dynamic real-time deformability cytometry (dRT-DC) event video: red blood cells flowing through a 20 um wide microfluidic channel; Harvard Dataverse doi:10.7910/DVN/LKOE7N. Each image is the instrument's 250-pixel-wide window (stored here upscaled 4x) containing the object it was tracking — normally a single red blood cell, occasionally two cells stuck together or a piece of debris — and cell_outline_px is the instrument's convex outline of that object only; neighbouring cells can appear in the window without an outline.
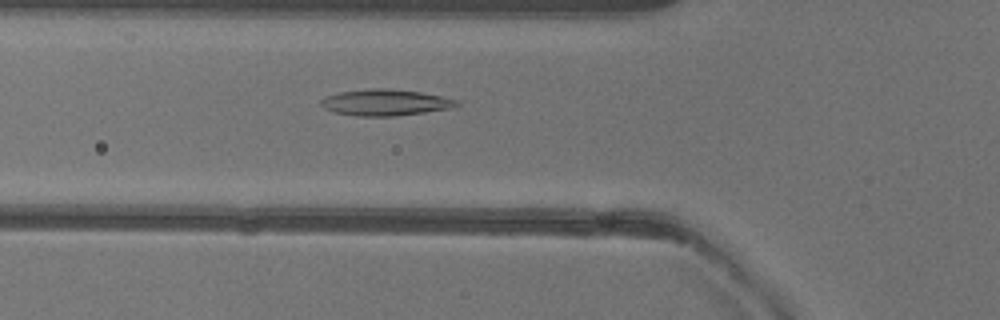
{"species": "common noctule bat (a hibernating species)", "species_latin": "Nyctalus noctula", "temperature_condition": "warm", "stored_images_in_passage": 38, "camera_frame_rate_fps": 3000, "um_per_image_px": 0.085, "animal": {"sex": "female"}, "frame": {"image": 1, "passage_image": 5, "time_ms": 1.333, "image_size_px": [1000, 320], "cell_outline_px": [[460, 104], [448, 108], [424, 112], [392, 116], [356, 116], [336, 112], [324, 108], [320, 104], [320, 100], [324, 96], [340, 92], [368, 88], [384, 88], [420, 92], [440, 96], [456, 100]], "centroid_in_image_um": [32.68, 8.7], "position_along_channel_um": 93.1, "area_um2": 20.52}}
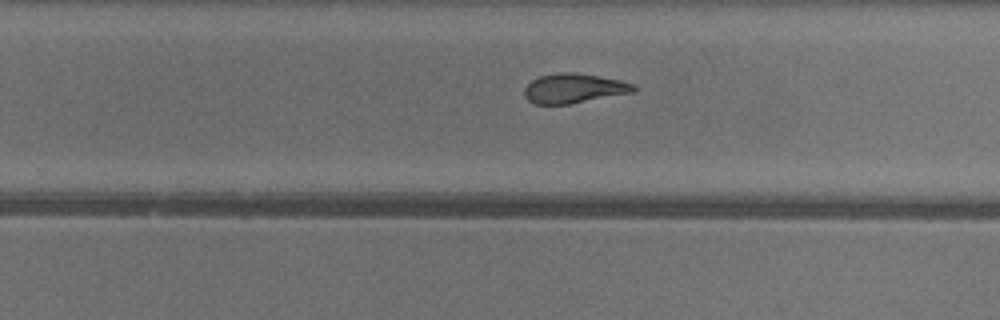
{"frame": {"image": 2, "passage_image": 19, "time_ms": 6.0, "image_size_px": [1000, 320], "cell_outline_px": [[636, 92], [568, 104], [536, 104], [528, 100], [524, 96], [524, 88], [532, 80], [540, 76], [560, 72], [572, 72], [620, 80], [632, 84], [636, 88]], "centroid_in_image_um": [48.77, 7.52], "position_along_channel_um": 281.0, "area_um2": 18.67}}
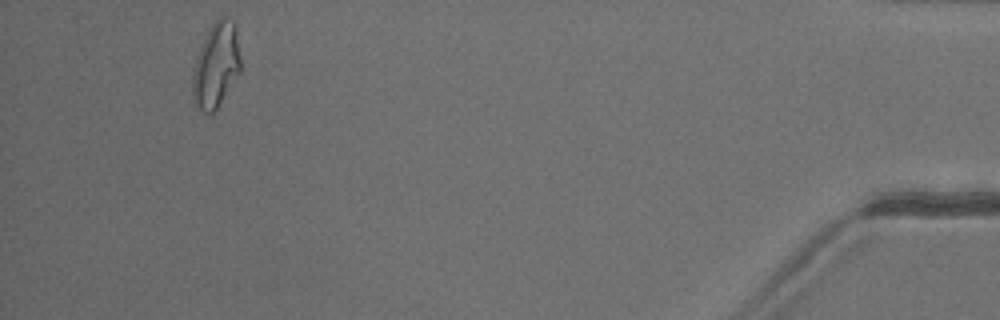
{"frame": {"image": 3, "passage_image": 35, "time_ms": 11.333, "image_size_px": [1000, 320], "cell_outline_px": [[240, 72], [212, 116], [204, 112], [196, 104], [192, 96], [192, 72], [196, 56], [204, 36], [212, 24], [220, 16], [232, 20], [236, 32], [240, 56]], "centroid_in_image_um": [18.34, 5.56], "position_along_channel_um": 416.9, "area_um2": 23.76}, "authors_computed_cell_mechanics": {"area_um2": 19.7098, "velocity_mm_per_s": 4.0141, "shape_relaxation_time_tau1_ms": null, "shape_relaxation_time_tau2_ms": 2.5561, "deformation_change_tau1": null, "deformation_change_tau2": 0.1052}}